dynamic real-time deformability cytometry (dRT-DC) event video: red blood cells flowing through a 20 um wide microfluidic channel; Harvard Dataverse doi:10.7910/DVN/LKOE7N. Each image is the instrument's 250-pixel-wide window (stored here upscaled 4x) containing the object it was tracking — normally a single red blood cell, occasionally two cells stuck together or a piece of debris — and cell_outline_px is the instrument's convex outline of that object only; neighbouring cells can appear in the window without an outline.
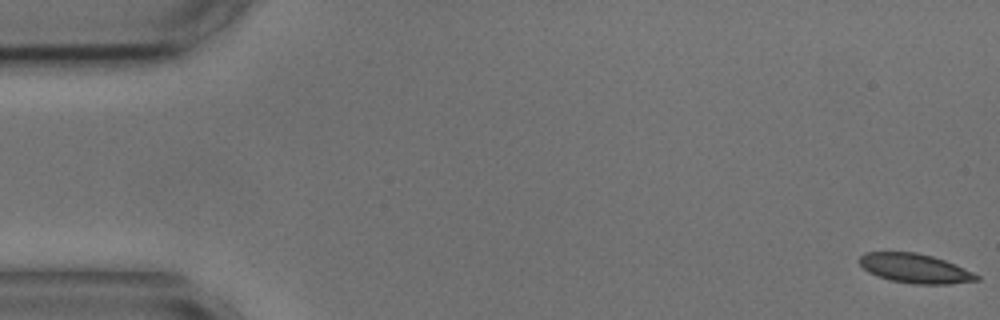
{"species": "common noctule bat (a hibernating species)", "species_latin": "Nyctalus noctula", "temperature_condition": "cold", "stored_images_in_passage": 55, "camera_frame_rate_fps": 3000, "um_per_image_px": 0.085, "animal": {"sex": "male", "body_mass_g": 17.9, "forearm_length_mm": 54.2}, "frame": {"image": 1, "passage_image": 1, "time_ms": 0.0, "image_size_px": [1000, 320], "cell_outline_px": [[980, 280], [948, 284], [912, 284], [892, 280], [876, 276], [868, 272], [860, 264], [860, 256], [864, 252], [916, 252], [932, 256], [944, 260], [964, 268], [980, 276]], "centroid_in_image_um": [77.77, 22.81], "position_along_channel_um": 7.2, "area_um2": 19.94}}
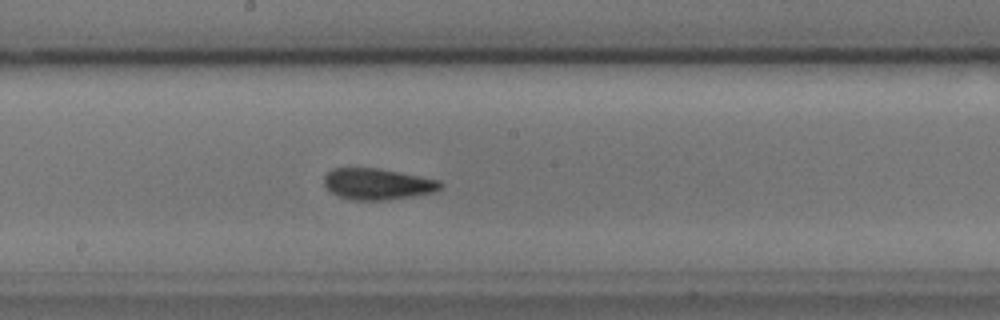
{"frame": {"image": 2, "passage_image": 29, "time_ms": 9.333, "image_size_px": [1000, 320], "cell_outline_px": [[444, 184], [436, 192], [412, 196], [384, 200], [352, 200], [336, 196], [324, 184], [324, 176], [332, 168], [376, 168], [400, 172], [440, 180]], "centroid_in_image_um": [32.1, 15.64], "position_along_channel_um": 216.1, "area_um2": 21.21}}
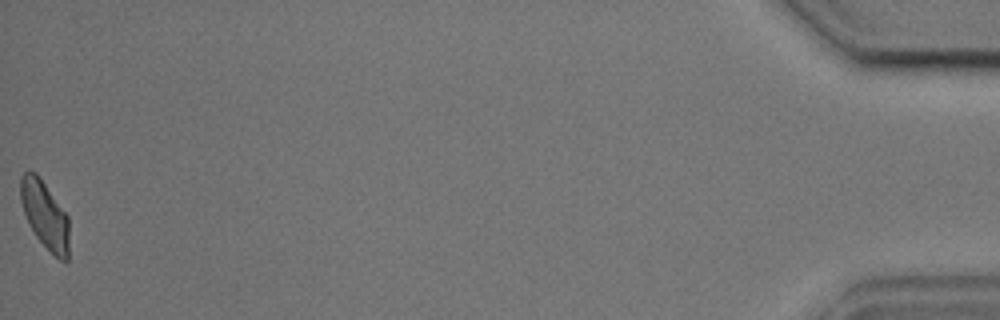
{"frame": {"image": 3, "passage_image": 55, "time_ms": 18.0, "image_size_px": [1000, 320], "cell_outline_px": [[68, 260], [60, 260], [36, 236], [28, 224], [20, 200], [20, 176], [24, 172], [36, 172], [68, 216]], "centroid_in_image_um": [3.79, 18.24], "position_along_channel_um": 431.4, "area_um2": 18.79}, "authors_computed_cell_mechanics": {"area_um2": 20.519, "velocity_mm_per_s": 3.6325, "shape_relaxation_time_tau1_ms": 5.346, "shape_relaxation_time_tau2_ms": 2.8849, "deformation_change_tau1": 0.1015, "deformation_change_tau2": 0.0599}}